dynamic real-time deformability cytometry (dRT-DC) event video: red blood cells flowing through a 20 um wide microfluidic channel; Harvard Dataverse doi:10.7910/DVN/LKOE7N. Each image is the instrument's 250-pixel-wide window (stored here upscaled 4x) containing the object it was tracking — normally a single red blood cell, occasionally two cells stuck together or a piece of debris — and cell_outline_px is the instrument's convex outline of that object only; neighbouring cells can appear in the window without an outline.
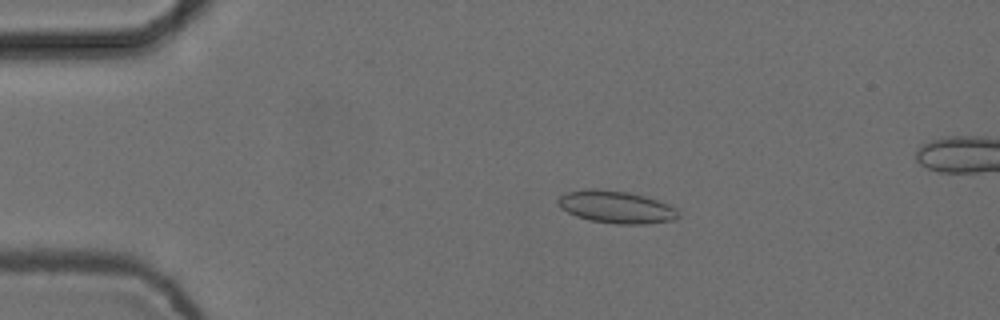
{"species": "common noctule bat (a hibernating species)", "species_latin": "Nyctalus noctula", "temperature_condition": "cold", "stored_images_in_passage": 5, "camera_frame_rate_fps": 3000, "um_per_image_px": 0.085, "animal": {"sex": "female", "body_mass_g": 24.6, "forearm_length_mm": 56.2}, "frame": {"image": 1, "passage_image": 4, "time_ms": 1.0, "image_size_px": [1000, 320], "cell_outline_px": [[680, 216], [676, 220], [648, 224], [616, 224], [588, 220], [576, 216], [560, 208], [556, 200], [560, 196], [568, 192], [584, 188], [596, 188], [628, 192], [644, 196], [668, 204], [676, 208]], "centroid_in_image_um": [52.37, 17.6], "position_along_channel_um": 32.6, "area_um2": 22.95}}